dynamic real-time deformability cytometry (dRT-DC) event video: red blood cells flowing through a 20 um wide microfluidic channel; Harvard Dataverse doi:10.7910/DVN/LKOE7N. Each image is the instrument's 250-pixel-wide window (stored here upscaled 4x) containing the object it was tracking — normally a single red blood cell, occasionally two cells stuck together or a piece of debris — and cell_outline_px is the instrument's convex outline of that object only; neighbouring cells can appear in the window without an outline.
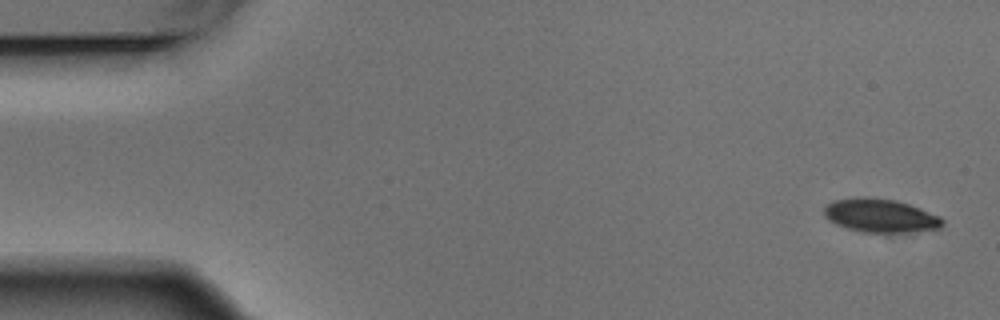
{"species": "Egyptian fruit bat (a non-hibernating species)", "species_latin": "Rousettus aegyptiacus", "temperature_condition": "warm", "stored_images_in_passage": 5, "camera_frame_rate_fps": 3000, "um_per_image_px": 0.085, "animal": {"sex": "male"}, "frame": {"image": 1, "passage_image": 1, "time_ms": 0.0, "image_size_px": [1000, 320], "cell_outline_px": [[944, 224], [940, 228], [904, 232], [860, 232], [836, 224], [828, 220], [824, 216], [824, 208], [832, 200], [856, 196], [864, 196], [896, 200], [920, 208], [940, 216], [944, 220]], "centroid_in_image_um": [74.8, 18.31], "position_along_channel_um": 10.2, "area_um2": 23.24}}
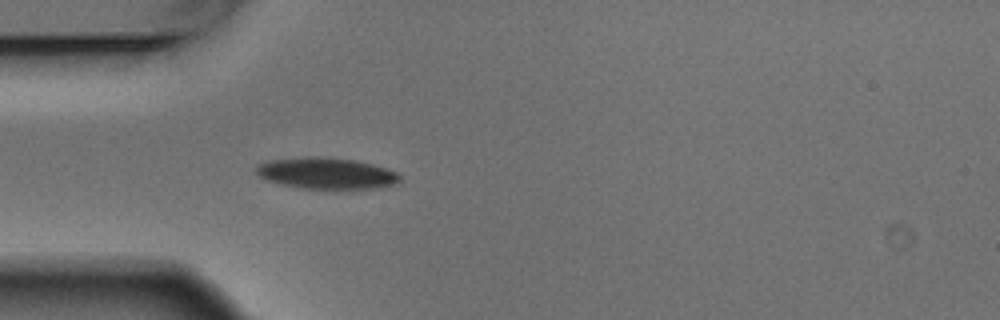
{"frame": {"image": 2, "passage_image": 5, "time_ms": 1.333, "image_size_px": [1000, 320], "cell_outline_px": [[400, 180], [396, 184], [380, 188], [300, 188], [280, 184], [268, 180], [260, 176], [256, 172], [256, 168], [260, 164], [268, 160], [304, 156], [324, 156], [356, 160], [372, 164], [396, 172], [400, 176]], "centroid_in_image_um": [27.74, 14.71], "position_along_channel_um": 57.3, "area_um2": 26.18}}